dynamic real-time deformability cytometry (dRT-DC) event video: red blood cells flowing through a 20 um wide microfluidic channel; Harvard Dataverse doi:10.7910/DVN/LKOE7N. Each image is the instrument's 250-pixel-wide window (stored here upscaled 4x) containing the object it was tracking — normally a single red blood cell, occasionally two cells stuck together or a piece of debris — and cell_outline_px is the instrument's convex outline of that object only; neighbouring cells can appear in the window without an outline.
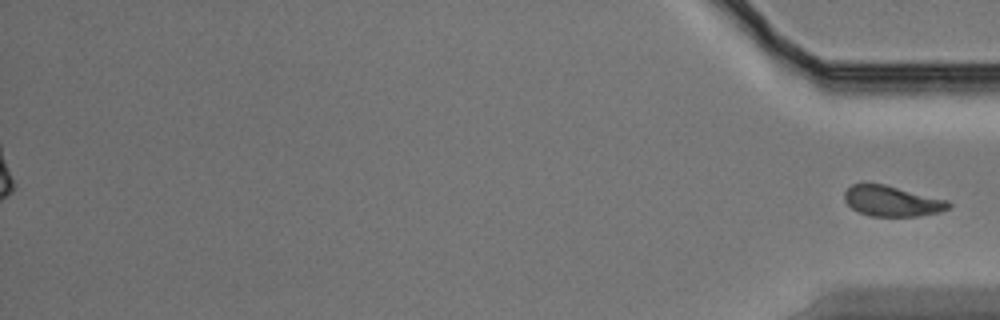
{"species": "Egyptian fruit bat (a non-hibernating species)", "species_latin": "Rousettus aegyptiacus", "temperature_condition": "warm", "stored_images_in_passage": 47, "segment_of_instrument_passage": [2, 2], "camera_frame_rate_fps": 3000, "um_per_image_px": 0.085, "animal": {"sex": "male"}, "frame": {"image": 1, "passage_image": 47, "time_ms": 15.333, "image_size_px": [1000, 320], "cell_outline_px": [[952, 204], [948, 208], [940, 212], [916, 216], [868, 216], [852, 208], [844, 200], [844, 192], [852, 184], [864, 180], [884, 184], [948, 200]], "centroid_in_image_um": [75.77, 17.06], "position_along_channel_um": 359.4, "area_um2": 18.84}}